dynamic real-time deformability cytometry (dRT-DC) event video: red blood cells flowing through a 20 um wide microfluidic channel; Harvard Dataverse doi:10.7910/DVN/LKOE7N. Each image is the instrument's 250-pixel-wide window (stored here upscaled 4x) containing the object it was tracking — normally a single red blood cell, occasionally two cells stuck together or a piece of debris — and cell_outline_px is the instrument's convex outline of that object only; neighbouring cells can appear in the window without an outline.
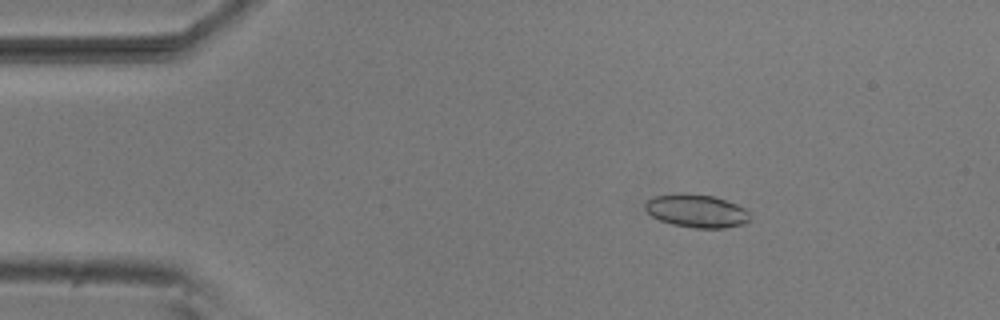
{"species": "common noctule bat (a hibernating species)", "species_latin": "Nyctalus noctula", "temperature_condition": "room temperature", "stored_images_in_passage": 5, "camera_frame_rate_fps": 3000, "um_per_image_px": 0.085, "animal": {"sex": "male", "body_mass_g": 20.5, "forearm_length_mm": 52.5}, "frame": {"image": 1, "passage_image": 3, "time_ms": 0.667, "image_size_px": [1000, 320], "cell_outline_px": [[748, 220], [744, 224], [724, 228], [692, 228], [672, 224], [660, 220], [652, 216], [644, 208], [644, 204], [648, 200], [656, 196], [712, 196], [736, 204], [744, 208], [748, 212]], "centroid_in_image_um": [59.22, 17.99], "position_along_channel_um": 25.8, "area_um2": 19.31}}